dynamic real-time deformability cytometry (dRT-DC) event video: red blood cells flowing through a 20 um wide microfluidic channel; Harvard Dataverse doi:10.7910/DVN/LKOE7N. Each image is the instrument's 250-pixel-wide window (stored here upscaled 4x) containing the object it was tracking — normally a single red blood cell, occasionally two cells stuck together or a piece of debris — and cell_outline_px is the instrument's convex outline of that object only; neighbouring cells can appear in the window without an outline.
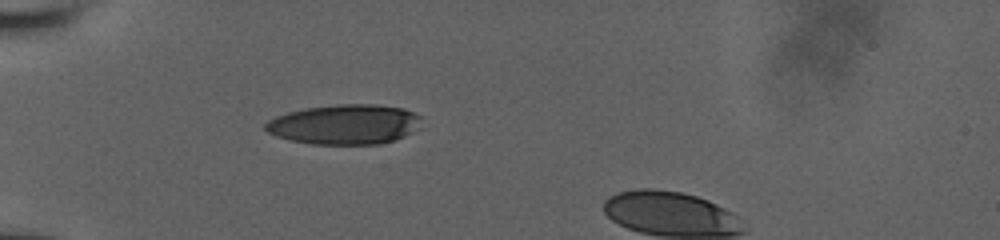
{"species": "human", "species_latin": "Homo sapiens", "temperature_condition": "room temperature", "stored_images_in_passage": 33, "camera_frame_rate_fps": 3000, "um_per_image_px": 0.085, "donor": {"sex": "male"}, "frame": {"image": 1, "passage_image": 1, "time_ms": 0.0, "image_size_px": [1000, 240], "cell_outline_px": [[420, 116], [412, 132], [396, 140], [380, 144], [312, 144], [292, 140], [276, 136], [268, 132], [264, 128], [264, 124], [268, 120], [276, 116], [288, 112], [304, 108], [336, 104], [372, 104], [404, 108]], "centroid_in_image_um": [29.24, 10.57], "position_along_channel_um": 55.8, "area_um2": 36.07}}
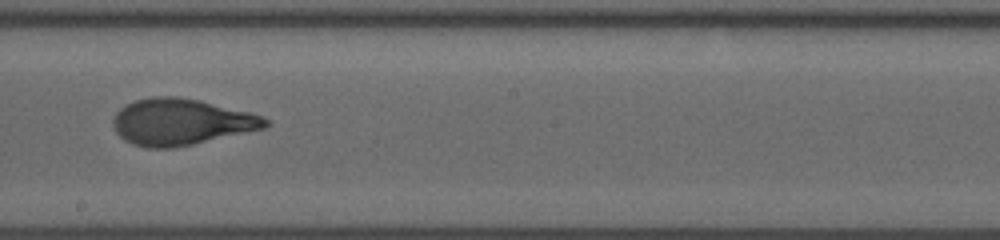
{"frame": {"image": 2, "passage_image": 16, "time_ms": 5.0, "image_size_px": [1000, 240], "cell_outline_px": [[272, 124], [264, 128], [192, 144], [172, 148], [148, 148], [132, 144], [124, 140], [116, 132], [112, 124], [112, 120], [116, 112], [120, 108], [136, 100], [152, 96], [176, 96], [200, 100], [264, 116]], "centroid_in_image_um": [15.37, 10.36], "position_along_channel_um": 232.8, "area_um2": 41.04}}
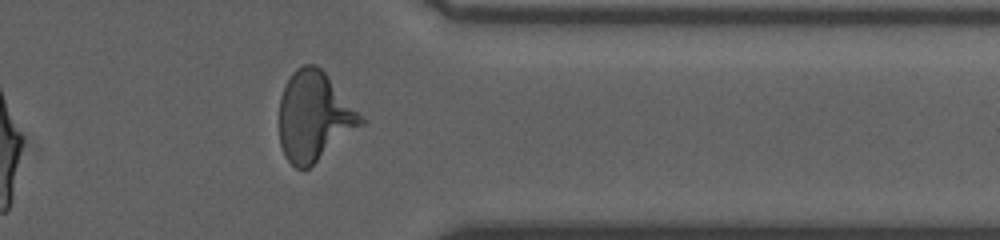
{"frame": {"image": 3, "passage_image": 28, "time_ms": 9.0, "image_size_px": [1000, 240], "cell_outline_px": [[364, 124], [308, 168], [296, 168], [284, 156], [280, 144], [280, 96], [284, 84], [292, 72], [296, 68], [304, 64], [316, 64], [324, 72], [364, 120]], "centroid_in_image_um": [26.65, 9.89], "position_along_channel_um": 384.7, "area_um2": 41.85}, "authors_computed_cell_mechanics": {"area_um2": 40.171, "velocity_mm_per_s": 3.9144, "shape_relaxation_time_tau1_ms": 4.2595, "shape_relaxation_time_tau2_ms": 0.7609, "deformation_change_tau1": 0.2164, "deformation_change_tau2": 0.0761}}